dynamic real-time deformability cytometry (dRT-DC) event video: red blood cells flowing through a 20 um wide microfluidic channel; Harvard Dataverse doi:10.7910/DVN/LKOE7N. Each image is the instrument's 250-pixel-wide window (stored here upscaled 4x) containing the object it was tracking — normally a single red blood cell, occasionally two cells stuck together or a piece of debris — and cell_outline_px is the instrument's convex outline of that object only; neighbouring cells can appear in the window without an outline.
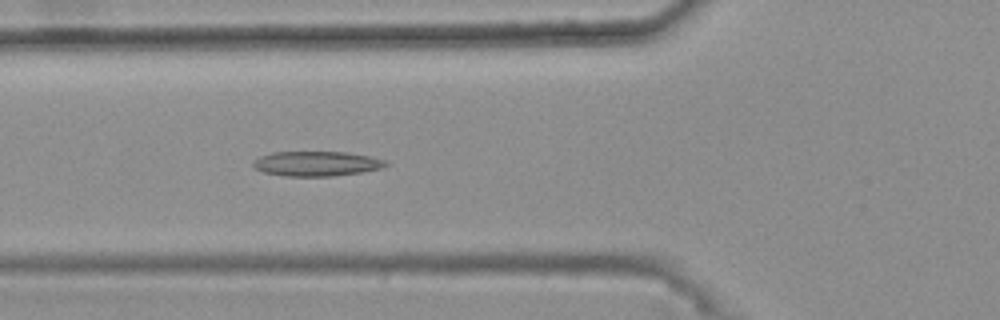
{"species": "common noctule bat (a hibernating species)", "species_latin": "Nyctalus noctula", "temperature_condition": "warm", "stored_images_in_passage": 32, "camera_frame_rate_fps": 3000, "um_per_image_px": 0.085, "animal": {"sex": "female", "body_mass_g": 25.1}, "frame": {"image": 1, "passage_image": 5, "time_ms": 1.333, "image_size_px": [1000, 320], "cell_outline_px": [[392, 164], [380, 168], [360, 172], [332, 176], [284, 176], [264, 172], [256, 168], [252, 164], [260, 156], [272, 152], [344, 152], [368, 156], [388, 160]], "centroid_in_image_um": [26.95, 13.91], "position_along_channel_um": 98.9, "area_um2": 19.07}}
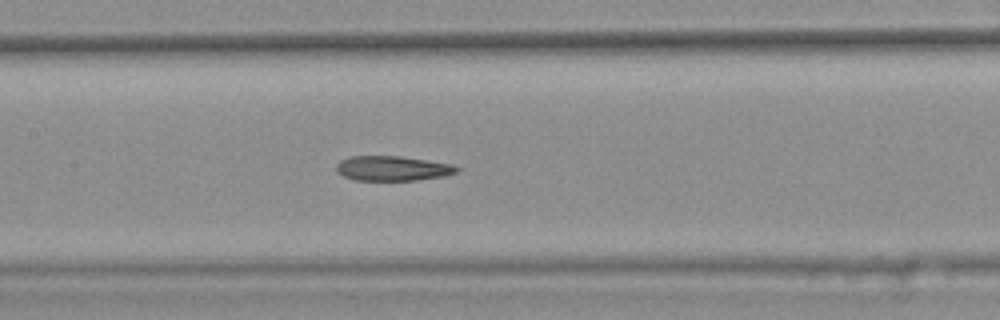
{"frame": {"image": 2, "passage_image": 11, "time_ms": 3.333, "image_size_px": [1000, 320], "cell_outline_px": [[460, 168], [456, 172], [444, 176], [416, 180], [352, 180], [336, 172], [336, 164], [340, 160], [348, 156], [400, 156], [452, 164]], "centroid_in_image_um": [33.32, 14.31], "position_along_channel_um": 174.1, "area_um2": 17.46}}
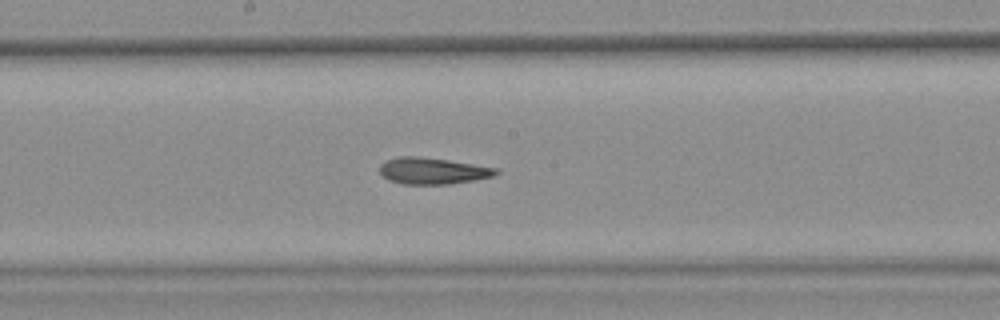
{"frame": {"image": 3, "passage_image": 14, "time_ms": 4.333, "image_size_px": [1000, 320], "cell_outline_px": [[500, 172], [492, 176], [472, 180], [448, 184], [400, 184], [388, 180], [380, 176], [380, 164], [384, 160], [396, 156], [420, 156], [448, 160], [496, 168]], "centroid_in_image_um": [36.67, 14.52], "position_along_channel_um": 211.5, "area_um2": 18.03}, "authors_computed_cell_mechanics": {"area_um2": 17.9758, "velocity_mm_per_s": 3.7513, "shape_relaxation_time_tau1_ms": null, "shape_relaxation_time_tau2_ms": 10.2895, "deformation_change_tau1": null, "deformation_change_tau2": 0.2326}}